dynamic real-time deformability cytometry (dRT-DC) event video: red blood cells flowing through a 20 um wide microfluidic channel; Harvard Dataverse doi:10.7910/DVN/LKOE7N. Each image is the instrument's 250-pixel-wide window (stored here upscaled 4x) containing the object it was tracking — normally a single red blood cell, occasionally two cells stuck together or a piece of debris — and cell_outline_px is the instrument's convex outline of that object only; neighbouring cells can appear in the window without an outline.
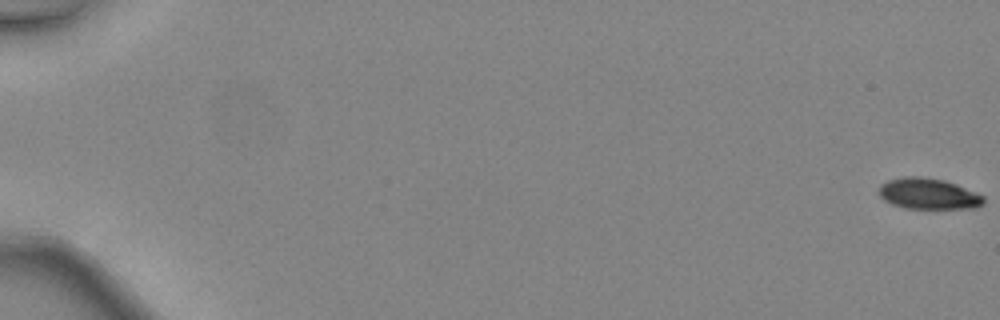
{"species": "common noctule bat (a hibernating species)", "species_latin": "Nyctalus noctula", "temperature_condition": "warm", "stored_images_in_passage": 49, "camera_frame_rate_fps": 3000, "um_per_image_px": 0.085, "animal": {"sex": "female", "body_mass_g": 24.6, "forearm_length_mm": 56.2}, "frame": {"image": 1, "passage_image": 1, "time_ms": 0.0, "image_size_px": [1000, 320], "cell_outline_px": [[984, 204], [976, 208], [904, 208], [892, 204], [884, 200], [876, 192], [880, 184], [888, 180], [904, 176], [920, 176], [944, 180], [956, 184], [984, 196]], "centroid_in_image_um": [78.87, 16.46], "position_along_channel_um": 6.1, "area_um2": 19.02}}
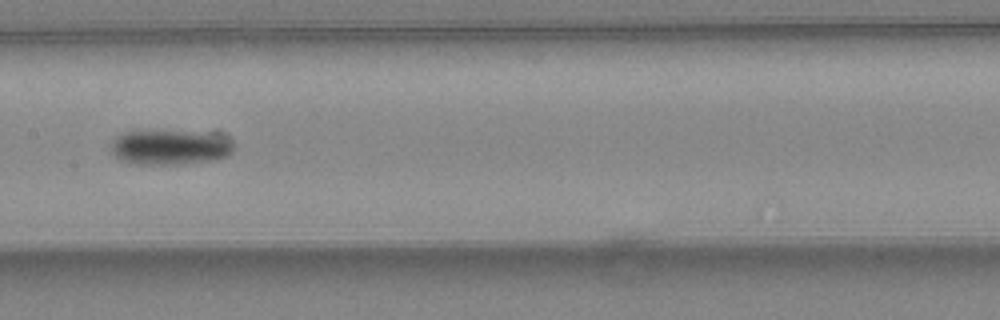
{"frame": {"image": 2, "passage_image": 27, "time_ms": 8.667, "image_size_px": [1000, 320], "cell_outline_px": [[236, 148], [228, 156], [216, 160], [180, 164], [136, 164], [120, 160], [112, 152], [112, 140], [124, 132], [216, 132], [232, 140], [236, 144]], "centroid_in_image_um": [14.57, 12.53], "position_along_channel_um": 192.8, "area_um2": 25.14}}
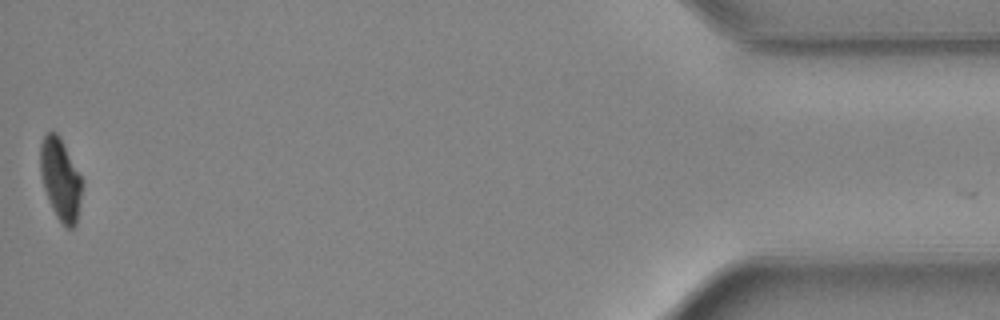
{"frame": {"image": 3, "passage_image": 48, "time_ms": 15.667, "image_size_px": [1000, 320], "cell_outline_px": [[84, 184], [76, 224], [72, 228], [68, 228], [56, 216], [48, 200], [44, 188], [40, 172], [40, 144], [44, 132], [52, 128], [60, 136], [84, 180]], "centroid_in_image_um": [5.15, 15.16], "position_along_channel_um": 430.0, "area_um2": 20.46}}